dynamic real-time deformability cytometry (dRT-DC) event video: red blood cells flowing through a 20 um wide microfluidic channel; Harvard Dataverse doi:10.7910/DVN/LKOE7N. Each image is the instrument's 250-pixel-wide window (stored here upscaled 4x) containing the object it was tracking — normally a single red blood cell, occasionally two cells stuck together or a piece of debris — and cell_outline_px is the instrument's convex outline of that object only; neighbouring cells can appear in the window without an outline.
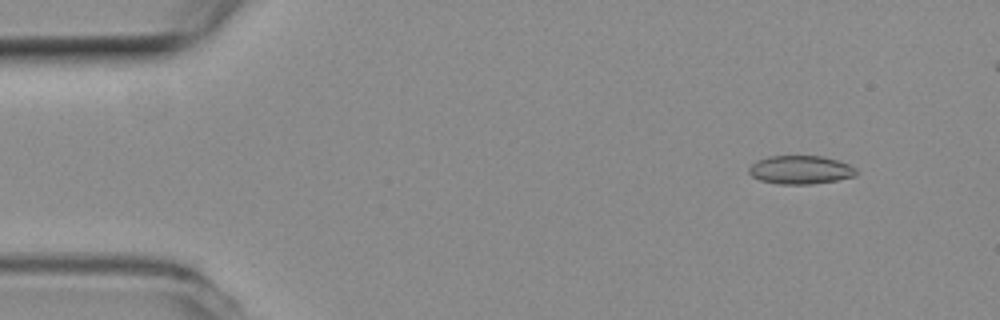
{"species": "common noctule bat (a hibernating species)", "species_latin": "Nyctalus noctula", "temperature_condition": "room temperature", "stored_images_in_passage": 51, "camera_frame_rate_fps": 3000, "um_per_image_px": 0.085, "animal": {"sex": "female", "body_mass_g": 19.3, "forearm_length_mm": 54.1}, "frame": {"image": 1, "passage_image": 5, "time_ms": 1.333, "image_size_px": [1000, 320], "cell_outline_px": [[856, 176], [836, 180], [812, 184], [780, 184], [760, 180], [752, 176], [748, 172], [748, 168], [756, 160], [768, 156], [820, 156], [836, 160], [848, 164], [856, 168]], "centroid_in_image_um": [68.01, 14.43], "position_along_channel_um": 17.0, "area_um2": 17.74}}
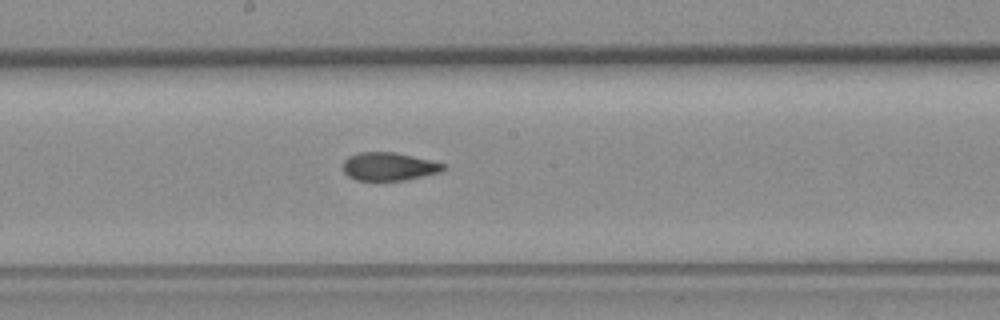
{"frame": {"image": 2, "passage_image": 28, "time_ms": 9.0, "image_size_px": [1000, 320], "cell_outline_px": [[448, 168], [440, 172], [404, 180], [356, 180], [348, 176], [344, 172], [344, 160], [348, 156], [360, 152], [396, 152], [432, 160], [444, 164]], "centroid_in_image_um": [33.08, 14.14], "position_along_channel_um": 215.1, "area_um2": 16.47}}
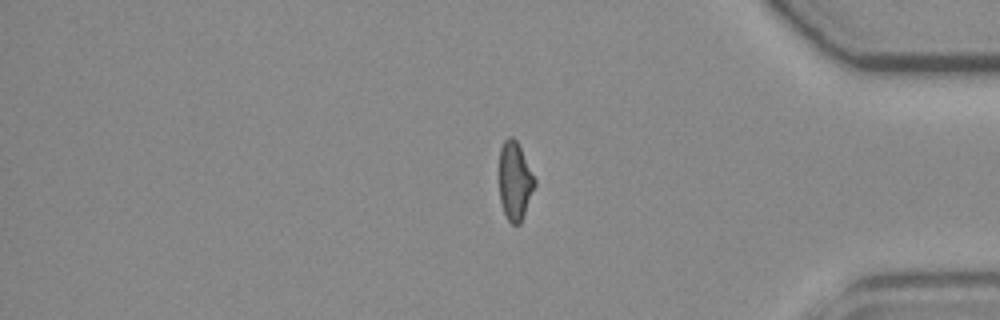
{"frame": {"image": 3, "passage_image": 44, "time_ms": 14.333, "image_size_px": [1000, 320], "cell_outline_px": [[536, 184], [520, 224], [512, 224], [508, 220], [504, 212], [500, 200], [500, 148], [504, 140], [508, 136], [512, 136], [516, 140], [536, 180]], "centroid_in_image_um": [43.76, 15.38], "position_along_channel_um": 391.4, "area_um2": 15.95}, "authors_computed_cell_mechanics": {"area_um2": 17.2822, "velocity_mm_per_s": 3.8179, "shape_relaxation_time_tau1_ms": null, "shape_relaxation_time_tau2_ms": 1.6618, "deformation_change_tau1": null, "deformation_change_tau2": 0.0801}}